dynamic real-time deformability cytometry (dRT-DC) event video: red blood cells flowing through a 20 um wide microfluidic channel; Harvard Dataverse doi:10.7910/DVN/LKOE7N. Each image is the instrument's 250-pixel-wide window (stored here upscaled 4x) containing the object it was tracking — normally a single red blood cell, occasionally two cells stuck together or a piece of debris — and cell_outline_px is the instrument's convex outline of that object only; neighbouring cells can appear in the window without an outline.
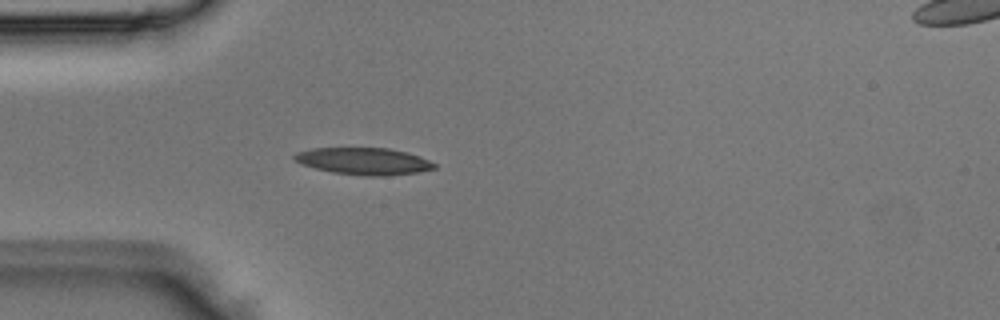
{"species": "Egyptian fruit bat (a non-hibernating species)", "species_latin": "Rousettus aegyptiacus", "temperature_condition": "room temperature", "stored_images_in_passage": 4, "camera_frame_rate_fps": 3000, "um_per_image_px": 0.085, "animal": {"sex": "male"}, "frame": {"image": 1, "passage_image": 4, "time_ms": 1.0, "image_size_px": [1000, 320], "cell_outline_px": [[436, 168], [416, 172], [380, 176], [368, 176], [332, 172], [300, 164], [292, 156], [296, 152], [312, 148], [388, 148], [408, 152], [420, 156], [436, 164]], "centroid_in_image_um": [30.91, 13.69], "position_along_channel_um": 54.1, "area_um2": 21.85}}